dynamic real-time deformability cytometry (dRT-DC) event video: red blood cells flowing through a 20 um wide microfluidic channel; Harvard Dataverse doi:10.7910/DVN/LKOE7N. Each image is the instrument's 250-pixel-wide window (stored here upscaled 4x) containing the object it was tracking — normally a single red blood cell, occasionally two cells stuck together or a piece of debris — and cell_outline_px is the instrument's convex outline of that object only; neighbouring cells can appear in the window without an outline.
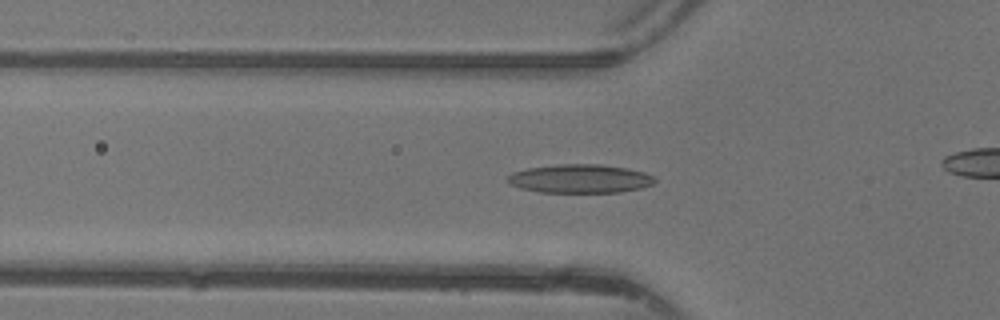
{"species": "common noctule bat (a hibernating species)", "species_latin": "Nyctalus noctula", "temperature_condition": "warm", "stored_images_in_passage": 40, "camera_frame_rate_fps": 3000, "um_per_image_px": 0.085, "animal": {"sex": "female"}, "frame": {"image": 1, "passage_image": 17, "time_ms": 5.333, "image_size_px": [1000, 320], "cell_outline_px": [[656, 180], [652, 184], [640, 188], [620, 192], [540, 192], [520, 188], [508, 184], [504, 180], [512, 172], [528, 168], [560, 164], [600, 164], [628, 168], [644, 172], [656, 176]], "centroid_in_image_um": [49.28, 15.18], "position_along_channel_um": 76.5, "area_um2": 24.74}}
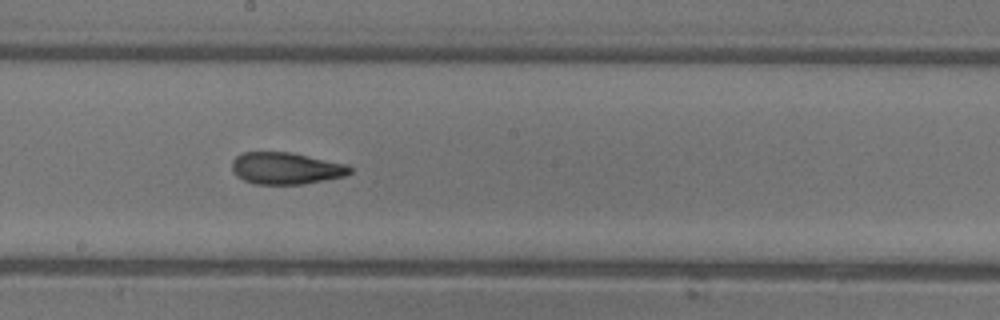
{"frame": {"image": 2, "passage_image": 27, "time_ms": 8.667, "image_size_px": [1000, 320], "cell_outline_px": [[352, 172], [344, 176], [304, 184], [256, 184], [244, 180], [236, 176], [232, 172], [232, 160], [236, 156], [244, 152], [292, 152], [348, 164], [352, 168]], "centroid_in_image_um": [24.31, 14.3], "position_along_channel_um": 223.9, "area_um2": 22.08}}
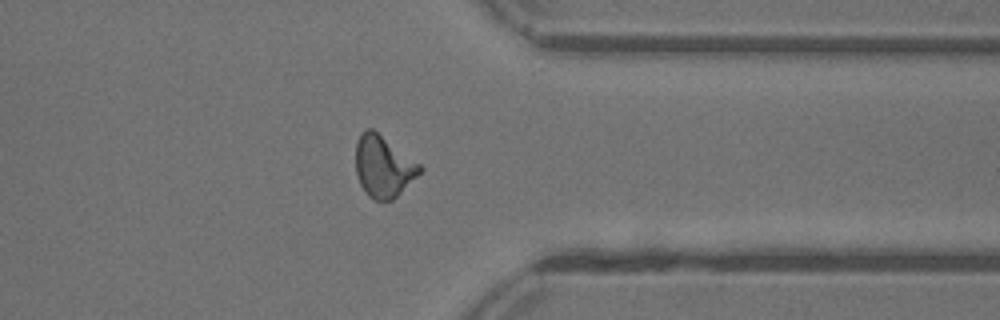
{"frame": {"image": 3, "passage_image": 38, "time_ms": 12.333, "image_size_px": [1000, 320], "cell_outline_px": [[424, 168], [392, 200], [372, 200], [368, 196], [360, 184], [356, 172], [356, 144], [360, 132], [364, 128], [372, 128], [420, 164]], "centroid_in_image_um": [32.55, 14.13], "position_along_channel_um": 378.9, "area_um2": 22.72}}